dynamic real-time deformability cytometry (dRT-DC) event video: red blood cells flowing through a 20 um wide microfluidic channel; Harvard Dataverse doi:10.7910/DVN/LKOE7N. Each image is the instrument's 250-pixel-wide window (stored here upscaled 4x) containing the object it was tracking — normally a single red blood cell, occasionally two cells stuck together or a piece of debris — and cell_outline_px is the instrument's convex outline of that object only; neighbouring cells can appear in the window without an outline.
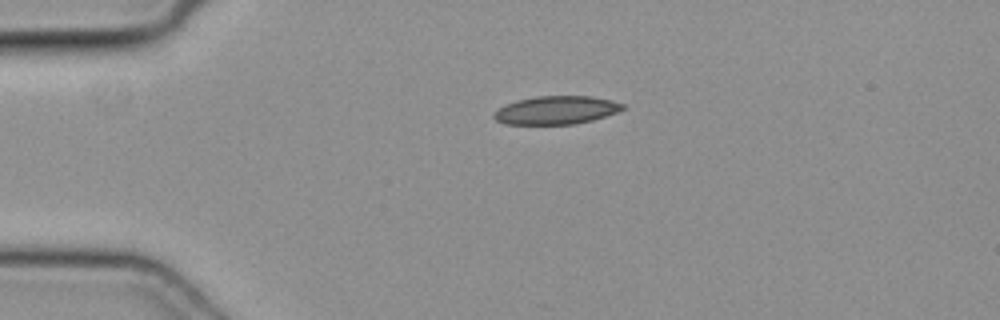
{"species": "common noctule bat (a hibernating species)", "species_latin": "Nyctalus noctula", "temperature_condition": "cold", "stored_images_in_passage": 39, "camera_frame_rate_fps": 3000, "um_per_image_px": 0.085, "animal": {"sex": "female", "body_mass_g": 19.3, "forearm_length_mm": 54.1}, "frame": {"image": 1, "passage_image": 1, "time_ms": 0.0, "image_size_px": [1000, 320], "cell_outline_px": [[624, 108], [616, 112], [592, 120], [572, 124], [504, 124], [496, 120], [492, 116], [500, 108], [516, 100], [536, 96], [592, 96], [612, 100], [624, 104]], "centroid_in_image_um": [47.28, 9.36], "position_along_channel_um": 37.7, "area_um2": 20.98}}
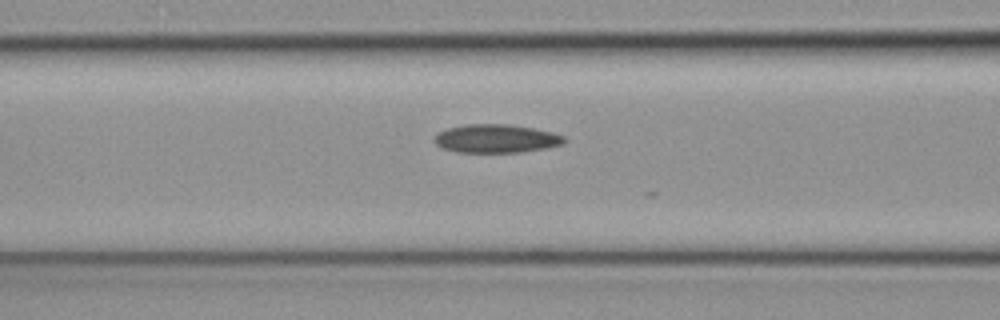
{"frame": {"image": 2, "passage_image": 10, "time_ms": 3.0, "image_size_px": [1000, 320], "cell_outline_px": [[568, 140], [564, 144], [544, 148], [520, 152], [456, 152], [444, 148], [436, 144], [432, 140], [440, 132], [448, 128], [464, 124], [504, 124], [532, 128], [552, 132], [564, 136]], "centroid_in_image_um": [42.19, 11.78], "position_along_channel_um": 124.4, "area_um2": 21.39}}
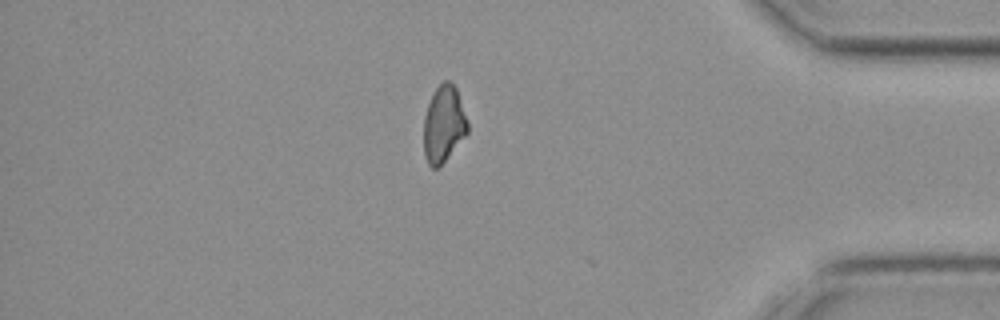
{"frame": {"image": 3, "passage_image": 32, "time_ms": 10.333, "image_size_px": [1000, 320], "cell_outline_px": [[468, 132], [440, 168], [432, 168], [428, 164], [424, 156], [424, 116], [432, 92], [444, 80], [452, 80], [456, 88], [468, 124]], "centroid_in_image_um": [37.7, 10.56], "position_along_channel_um": 397.5, "area_um2": 19.77}}